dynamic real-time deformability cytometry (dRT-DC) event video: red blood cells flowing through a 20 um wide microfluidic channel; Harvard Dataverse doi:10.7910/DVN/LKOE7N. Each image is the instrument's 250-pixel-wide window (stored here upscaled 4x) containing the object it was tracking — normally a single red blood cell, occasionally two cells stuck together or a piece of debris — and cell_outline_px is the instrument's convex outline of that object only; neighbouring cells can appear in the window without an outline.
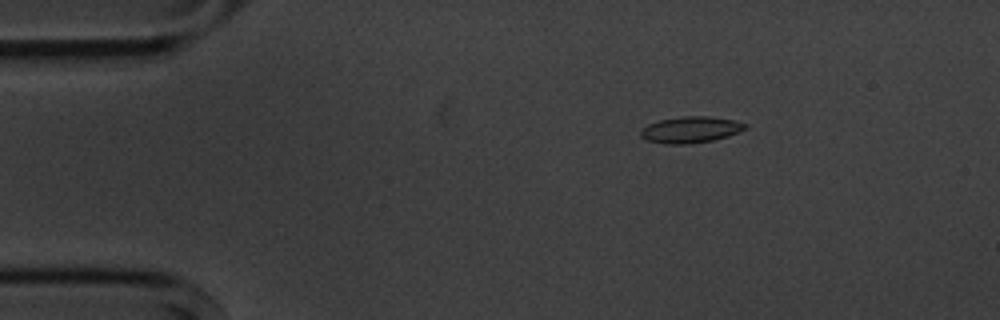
{"species": "common noctule bat (a hibernating species)", "species_latin": "Nyctalus noctula", "temperature_condition": "cold", "stored_images_in_passage": 4, "camera_frame_rate_fps": 3000, "um_per_image_px": 0.085, "animal": {"sex": "male", "body_mass_g": 20.1, "forearm_length_mm": 53.5}, "frame": {"image": 1, "passage_image": 2, "time_ms": 2.0, "image_size_px": [1000, 320], "cell_outline_px": [[748, 128], [740, 132], [728, 136], [712, 140], [688, 144], [664, 144], [644, 140], [640, 136], [640, 128], [648, 124], [660, 120], [684, 116], [712, 116], [732, 120], [748, 124]], "centroid_in_image_um": [58.68, 11.03], "position_along_channel_um": 26.3, "area_um2": 16.24}}